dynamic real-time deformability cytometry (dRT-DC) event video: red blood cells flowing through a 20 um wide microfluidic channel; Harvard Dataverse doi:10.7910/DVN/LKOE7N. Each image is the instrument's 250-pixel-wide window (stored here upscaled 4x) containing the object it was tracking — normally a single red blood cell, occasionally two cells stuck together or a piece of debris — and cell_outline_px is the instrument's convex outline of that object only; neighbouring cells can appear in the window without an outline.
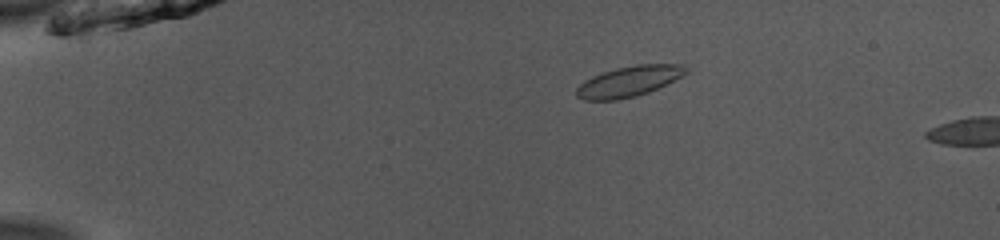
{"species": "common noctule bat (a hibernating species)", "species_latin": "Nyctalus noctula", "temperature_condition": "room temperature", "stored_images_in_passage": 12, "camera_frame_rate_fps": 3000, "um_per_image_px": 0.085, "animal": {"sex": "male", "body_mass_g": 13.0, "forearm_length_mm": 53.1}, "frame": {"image": 1, "passage_image": 9, "time_ms": 2.667, "image_size_px": [1000, 240], "cell_outline_px": [[688, 72], [648, 92], [636, 96], [616, 100], [584, 100], [576, 96], [576, 88], [580, 84], [592, 76], [616, 68], [636, 64], [684, 64], [688, 68]], "centroid_in_image_um": [53.43, 6.91], "position_along_channel_um": 31.6, "area_um2": 19.25}}